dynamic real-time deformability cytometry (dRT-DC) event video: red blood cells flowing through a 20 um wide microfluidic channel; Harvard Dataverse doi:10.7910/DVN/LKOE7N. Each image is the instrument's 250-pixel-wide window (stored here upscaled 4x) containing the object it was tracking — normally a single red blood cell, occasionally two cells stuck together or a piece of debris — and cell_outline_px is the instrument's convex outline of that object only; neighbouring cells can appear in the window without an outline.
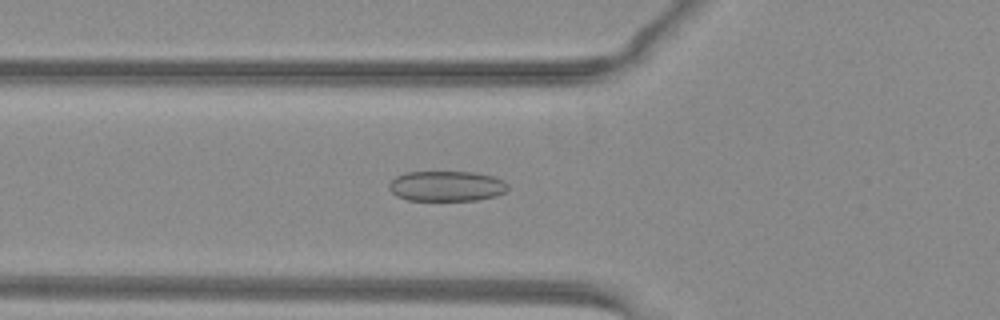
{"species": "common noctule bat (a hibernating species)", "species_latin": "Nyctalus noctula", "temperature_condition": "warm", "stored_images_in_passage": 42, "camera_frame_rate_fps": 3000, "um_per_image_px": 0.085, "animal": {"sex": "female", "body_mass_g": 29.2, "forearm_length_mm": 56.3}, "frame": {"image": 1, "passage_image": 10, "time_ms": 3.0, "image_size_px": [1000, 320], "cell_outline_px": [[508, 188], [504, 192], [496, 196], [476, 200], [408, 200], [396, 196], [388, 188], [388, 184], [396, 176], [408, 172], [476, 172], [492, 176], [504, 180], [508, 184]], "centroid_in_image_um": [37.96, 15.81], "position_along_channel_um": 87.8, "area_um2": 21.04}}
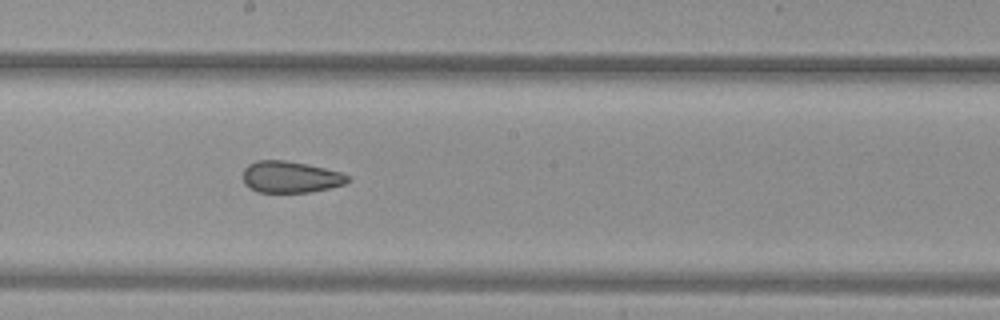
{"frame": {"image": 2, "passage_image": 20, "time_ms": 6.333, "image_size_px": [1000, 320], "cell_outline_px": [[348, 180], [344, 184], [328, 188], [308, 192], [256, 192], [244, 184], [244, 168], [248, 164], [256, 160], [284, 160], [324, 168], [340, 172], [348, 176]], "centroid_in_image_um": [24.63, 15.04], "position_along_channel_um": 223.6, "area_um2": 19.02}}
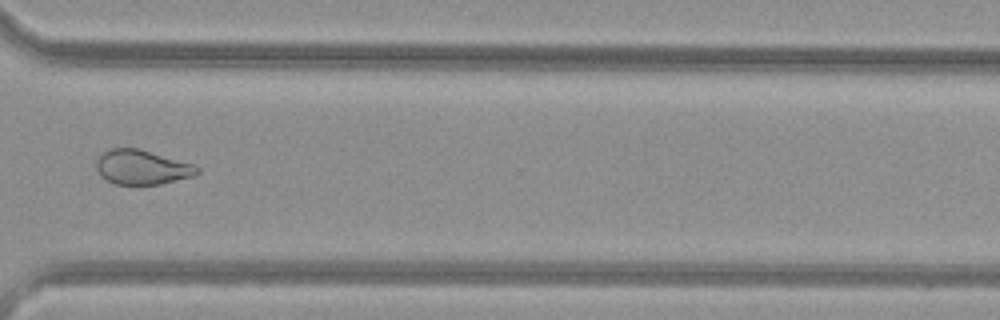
{"frame": {"image": 3, "passage_image": 30, "time_ms": 9.667, "image_size_px": [1000, 320], "cell_outline_px": [[200, 172], [192, 176], [160, 184], [116, 184], [108, 180], [96, 168], [96, 160], [108, 148], [136, 148], [192, 164], [200, 168]], "centroid_in_image_um": [12.06, 14.21], "position_along_channel_um": 358.5, "area_um2": 19.77}, "authors_computed_cell_mechanics": {"area_um2": 21.8195, "velocity_mm_per_s": 4.0569, "shape_relaxation_time_tau1_ms": null, "shape_relaxation_time_tau2_ms": 1.3257, "deformation_change_tau1": null, "deformation_change_tau2": 0.0768}}